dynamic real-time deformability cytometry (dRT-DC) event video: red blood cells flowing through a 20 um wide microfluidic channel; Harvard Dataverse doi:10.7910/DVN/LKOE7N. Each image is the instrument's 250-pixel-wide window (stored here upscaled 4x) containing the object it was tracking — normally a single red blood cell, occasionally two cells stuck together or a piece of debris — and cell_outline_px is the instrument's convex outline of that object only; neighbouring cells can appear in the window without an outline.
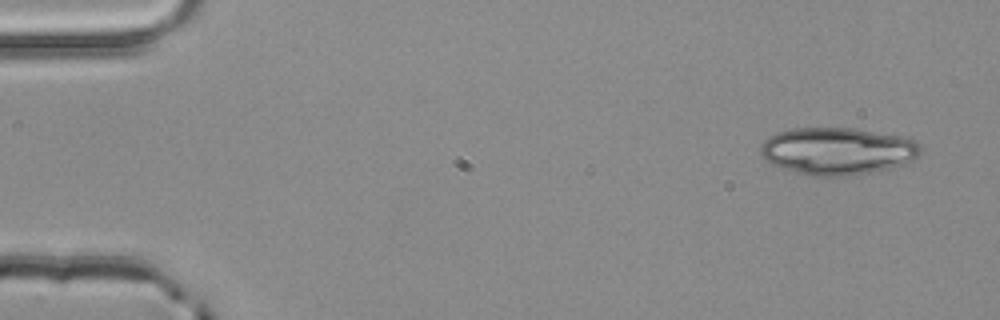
{"species": "common noctule bat (a hibernating species)", "species_latin": "Nyctalus noctula", "temperature_condition": "room temperature", "stored_images_in_passage": 3, "camera_frame_rate_fps": 3000, "um_per_image_px": 0.085, "animal": {"sex": "male", "body_mass_g": 20.4}, "frame": {"image": 1, "passage_image": 1, "time_ms": 0.0, "image_size_px": [1000, 320], "cell_outline_px": [[920, 156], [896, 168], [872, 172], [844, 176], [812, 176], [780, 168], [764, 160], [760, 156], [760, 144], [768, 136], [776, 132], [792, 128], [856, 128], [900, 136], [916, 140], [920, 144]], "centroid_in_image_um": [71.17, 12.84], "position_along_channel_um": 13.8, "area_um2": 44.68}}